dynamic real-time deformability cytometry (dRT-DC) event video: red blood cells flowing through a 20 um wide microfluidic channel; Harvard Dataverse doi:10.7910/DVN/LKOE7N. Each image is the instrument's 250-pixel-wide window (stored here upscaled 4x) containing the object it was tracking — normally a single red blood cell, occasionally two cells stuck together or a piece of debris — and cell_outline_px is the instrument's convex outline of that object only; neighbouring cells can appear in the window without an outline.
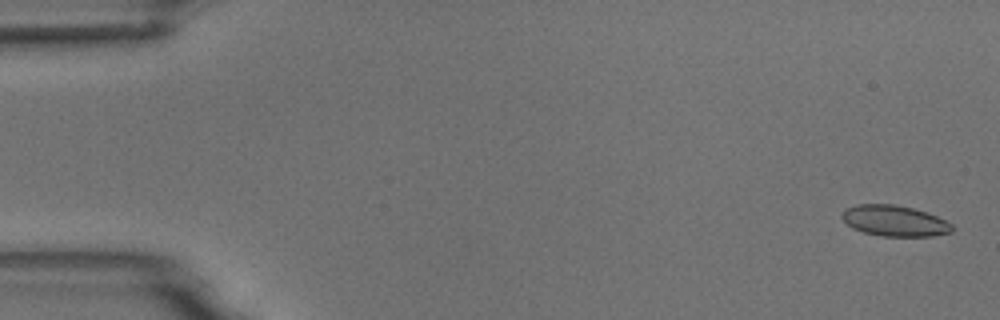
{"species": "common noctule bat (a hibernating species)", "species_latin": "Nyctalus noctula", "temperature_condition": "room temperature", "stored_images_in_passage": 5, "camera_frame_rate_fps": 3000, "um_per_image_px": 0.085, "animal": {"sex": "male", "body_mass_g": 18.8}, "frame": {"image": 1, "passage_image": 1, "time_ms": 0.0, "image_size_px": [1000, 320], "cell_outline_px": [[952, 232], [932, 236], [880, 236], [864, 232], [852, 228], [840, 216], [844, 208], [856, 204], [896, 204], [912, 208], [936, 216], [952, 224]], "centroid_in_image_um": [75.99, 18.76], "position_along_channel_um": 9.0, "area_um2": 19.77}}
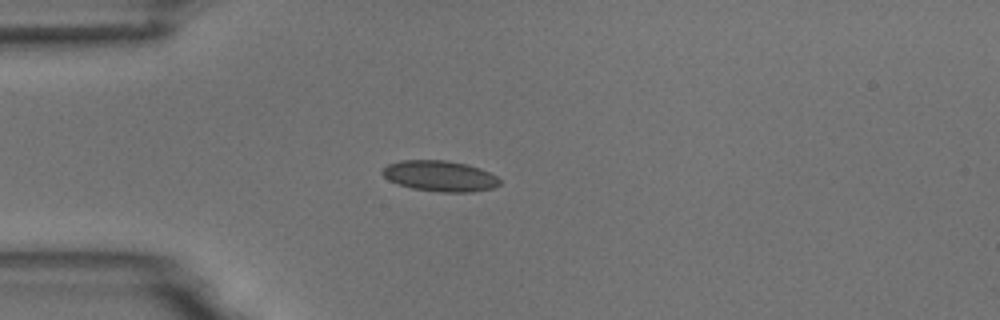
{"frame": {"image": 2, "passage_image": 5, "time_ms": 4.333, "image_size_px": [1000, 320], "cell_outline_px": [[500, 184], [492, 188], [472, 192], [440, 192], [412, 188], [388, 180], [380, 172], [388, 164], [400, 160], [448, 160], [468, 164], [480, 168], [496, 176], [500, 180]], "centroid_in_image_um": [37.39, 14.95], "position_along_channel_um": 47.6, "area_um2": 21.04}}